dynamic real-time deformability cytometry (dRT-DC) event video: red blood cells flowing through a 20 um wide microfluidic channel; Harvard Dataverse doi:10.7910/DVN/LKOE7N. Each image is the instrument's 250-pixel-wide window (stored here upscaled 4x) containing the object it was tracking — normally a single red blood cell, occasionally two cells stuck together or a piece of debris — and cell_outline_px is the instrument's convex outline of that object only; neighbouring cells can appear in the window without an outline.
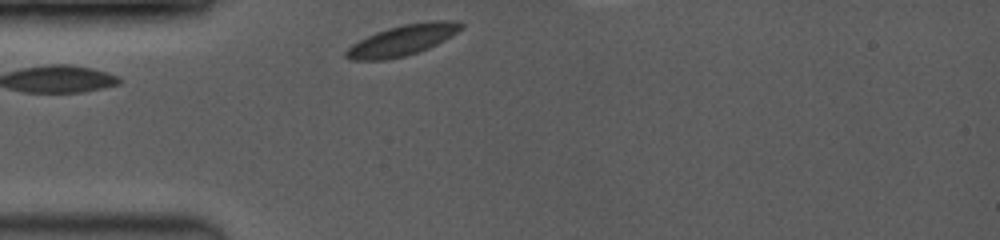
{"species": "common noctule bat (a hibernating species)", "species_latin": "Nyctalus noctula", "temperature_condition": "room temperature", "stored_images_in_passage": 40, "camera_frame_rate_fps": 3500, "um_per_image_px": 0.085, "animal": {"sex": "female", "body_mass_g": 19.0, "forearm_length_mm": 53.3}, "frame": {"image": 1, "passage_image": 1, "time_ms": 0.0, "image_size_px": [1000, 240], "cell_outline_px": [[464, 28], [452, 36], [428, 48], [404, 56], [384, 60], [352, 60], [344, 56], [344, 52], [352, 44], [376, 32], [388, 28], [404, 24], [432, 20], [460, 20], [464, 24]], "centroid_in_image_um": [34.25, 3.4], "position_along_channel_um": 50.7, "area_um2": 20.58}}
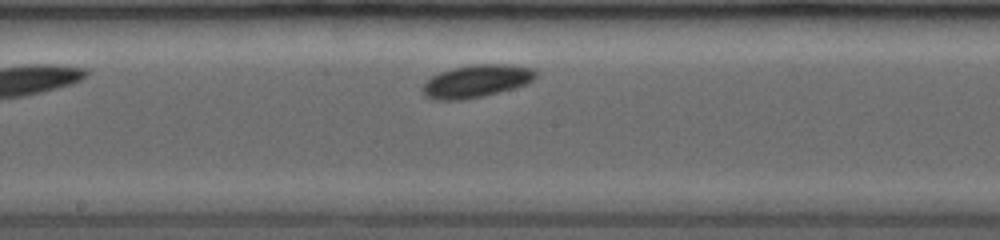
{"frame": {"image": 2, "passage_image": 17, "time_ms": 4.286, "image_size_px": [1000, 240], "cell_outline_px": [[536, 76], [528, 84], [484, 96], [464, 100], [432, 100], [424, 96], [424, 84], [432, 76], [440, 72], [452, 68], [472, 64], [508, 64], [532, 68], [536, 72]], "centroid_in_image_um": [40.5, 6.9], "position_along_channel_um": 207.7, "area_um2": 21.56}}
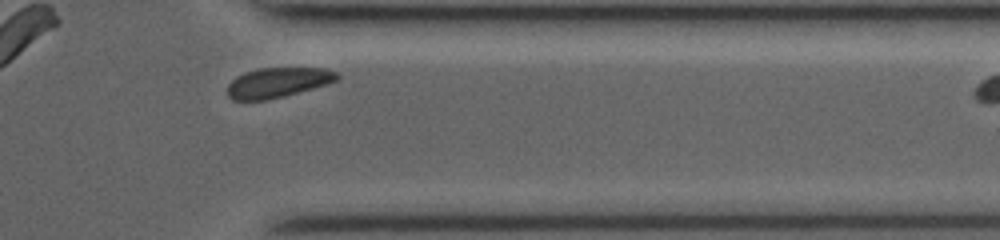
{"frame": {"image": 3, "passage_image": 36, "time_ms": 8.857, "image_size_px": [1000, 240], "cell_outline_px": [[340, 76], [336, 80], [328, 84], [284, 96], [268, 100], [232, 100], [228, 96], [228, 84], [236, 76], [244, 72], [260, 68], [324, 68], [336, 72]], "centroid_in_image_um": [23.6, 7.01], "position_along_channel_um": 387.8, "area_um2": 19.13}}